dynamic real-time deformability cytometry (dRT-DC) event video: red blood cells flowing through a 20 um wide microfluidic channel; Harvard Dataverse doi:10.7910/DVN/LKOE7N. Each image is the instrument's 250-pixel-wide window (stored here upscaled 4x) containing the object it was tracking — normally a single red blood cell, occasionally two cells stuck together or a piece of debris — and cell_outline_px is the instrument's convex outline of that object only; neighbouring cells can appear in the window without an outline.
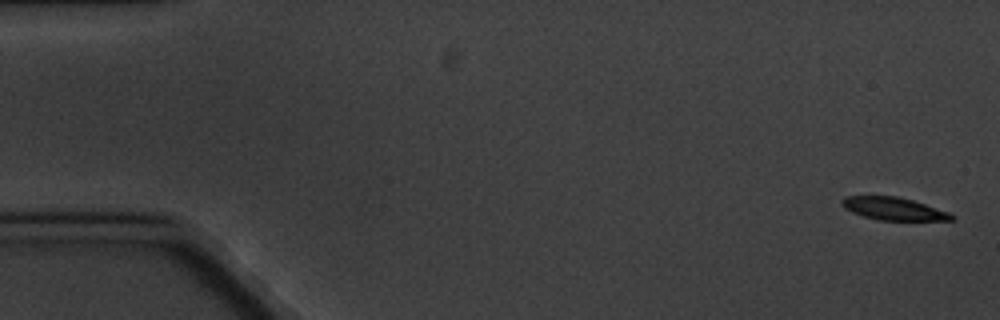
{"species": "common noctule bat (a hibernating species)", "species_latin": "Nyctalus noctula", "temperature_condition": "cold", "stored_images_in_passage": 6, "camera_frame_rate_fps": 3000, "um_per_image_px": 0.085, "animal": {"sex": "male", "body_mass_g": 20.1, "forearm_length_mm": 53.5}, "frame": {"image": 1, "passage_image": 1, "time_ms": 0.0, "image_size_px": [1000, 320], "cell_outline_px": [[956, 220], [876, 220], [852, 212], [844, 208], [840, 204], [840, 200], [844, 196], [900, 196], [948, 212], [956, 216]], "centroid_in_image_um": [75.93, 17.74], "position_along_channel_um": 9.1, "area_um2": 14.57}}
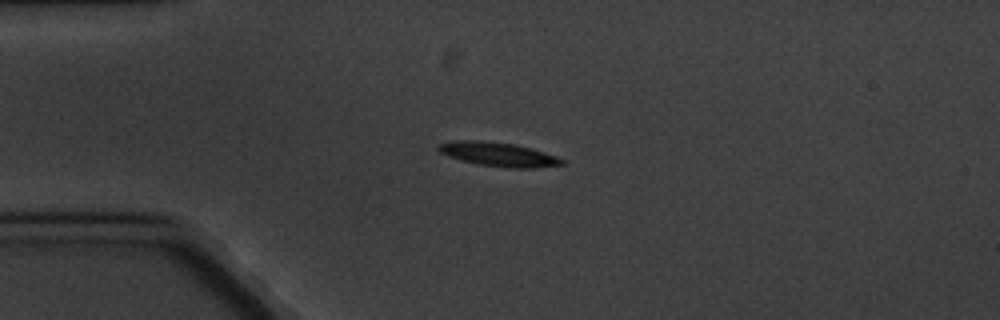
{"frame": {"image": 2, "passage_image": 4, "time_ms": 4.333, "image_size_px": [1000, 320], "cell_outline_px": [[564, 164], [532, 168], [512, 168], [480, 164], [460, 160], [448, 156], [440, 152], [436, 148], [440, 144], [452, 140], [480, 140], [512, 144], [544, 152], [556, 156], [564, 160]], "centroid_in_image_um": [42.32, 13.11], "position_along_channel_um": 42.7, "area_um2": 16.99}}